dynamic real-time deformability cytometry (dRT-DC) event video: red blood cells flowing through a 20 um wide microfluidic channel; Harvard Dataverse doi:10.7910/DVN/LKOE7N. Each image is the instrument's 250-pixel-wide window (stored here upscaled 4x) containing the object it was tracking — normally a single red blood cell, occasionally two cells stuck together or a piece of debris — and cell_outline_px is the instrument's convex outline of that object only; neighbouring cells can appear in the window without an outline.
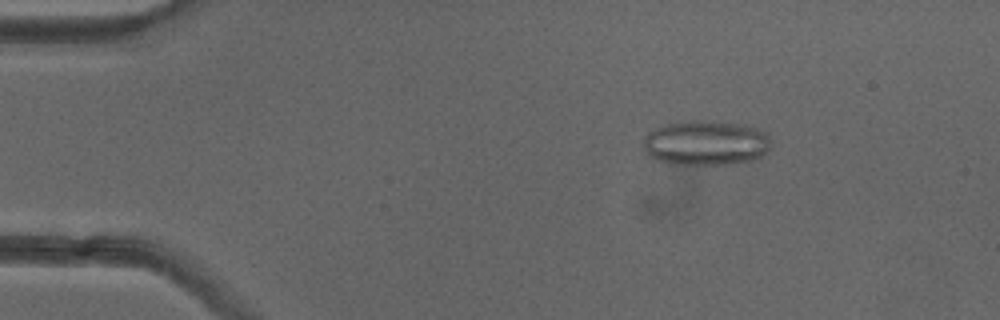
{"species": "common noctule bat (a hibernating species)", "species_latin": "Nyctalus noctula", "temperature_condition": "cold", "stored_images_in_passage": 51, "camera_frame_rate_fps": 3000, "um_per_image_px": 0.085, "animal": {"sex": "female"}, "frame": {"image": 1, "passage_image": 8, "time_ms": 2.333, "image_size_px": [1000, 320], "cell_outline_px": [[772, 148], [768, 152], [752, 160], [728, 164], [680, 164], [660, 160], [652, 156], [644, 148], [644, 136], [648, 132], [664, 124], [692, 120], [700, 120], [744, 124], [760, 128], [768, 132], [772, 140]], "centroid_in_image_um": [60.1, 12.12], "position_along_channel_um": 24.9, "area_um2": 33.58}}
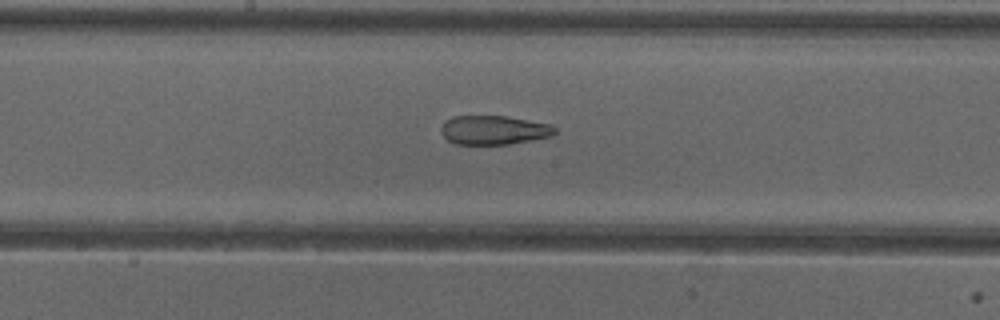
{"frame": {"image": 2, "passage_image": 27, "time_ms": 8.667, "image_size_px": [1000, 320], "cell_outline_px": [[556, 132], [552, 136], [532, 140], [508, 144], [456, 144], [448, 140], [440, 132], [440, 128], [444, 120], [452, 116], [508, 116], [552, 124], [556, 128]], "centroid_in_image_um": [41.98, 11.04], "position_along_channel_um": 206.2, "area_um2": 19.48}}
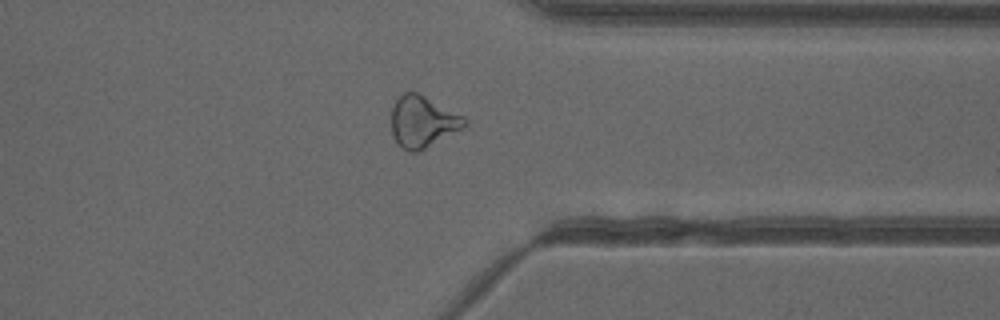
{"frame": {"image": 3, "passage_image": 40, "time_ms": 13.0, "image_size_px": [1000, 320], "cell_outline_px": [[468, 124], [424, 148], [416, 152], [408, 152], [392, 136], [392, 108], [396, 100], [404, 92], [416, 92], [464, 116], [468, 120]], "centroid_in_image_um": [35.91, 10.32], "position_along_channel_um": 375.5, "area_um2": 21.33}, "authors_computed_cell_mechanics": {"area_um2": 23.3512, "velocity_mm_per_s": 3.9908, "shape_relaxation_time_tau1_ms": null, "shape_relaxation_time_tau2_ms": 2.4782, "deformation_change_tau1": null, "deformation_change_tau2": 0.1216}}